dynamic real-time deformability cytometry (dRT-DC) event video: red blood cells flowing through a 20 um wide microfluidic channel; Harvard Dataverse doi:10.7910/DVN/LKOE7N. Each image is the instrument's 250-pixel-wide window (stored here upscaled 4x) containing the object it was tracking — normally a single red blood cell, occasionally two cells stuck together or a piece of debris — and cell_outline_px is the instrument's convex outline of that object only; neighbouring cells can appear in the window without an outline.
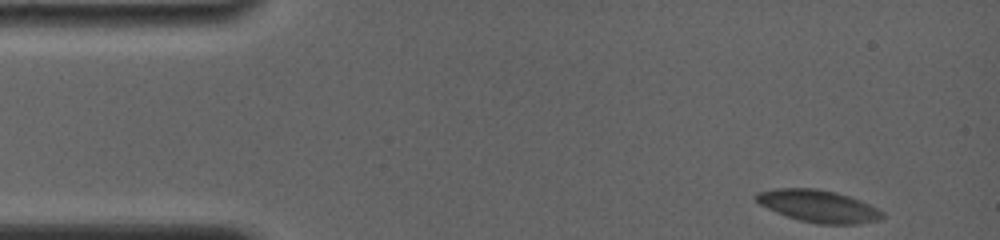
{"species": "common noctule bat (a hibernating species)", "species_latin": "Nyctalus noctula", "temperature_condition": "room temperature", "stored_images_in_passage": 61, "camera_frame_rate_fps": 4000, "um_per_image_px": 0.085, "animal": {"sex": "female", "body_mass_g": 19.0, "forearm_length_mm": 56.7}, "frame": {"image": 1, "passage_image": 1, "time_ms": 0.0, "image_size_px": [1000, 240], "cell_outline_px": [[884, 216], [880, 220], [856, 224], [816, 224], [800, 220], [776, 212], [760, 204], [752, 196], [756, 192], [776, 188], [816, 188], [836, 192], [860, 200], [884, 212]], "centroid_in_image_um": [69.55, 17.51], "position_along_channel_um": 15.5, "area_um2": 23.7}}
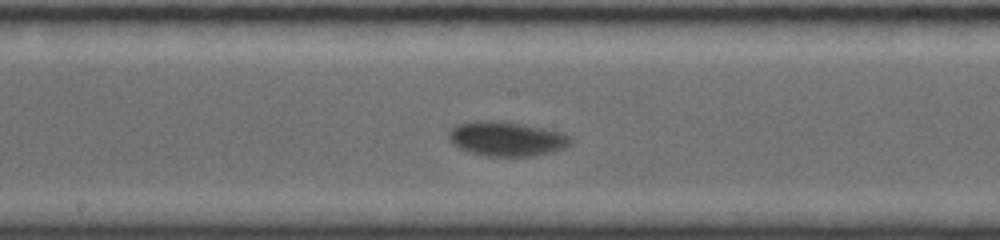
{"frame": {"image": 2, "passage_image": 35, "time_ms": 7.75, "image_size_px": [1000, 240], "cell_outline_px": [[572, 144], [564, 148], [552, 152], [528, 156], [488, 156], [472, 152], [460, 148], [452, 144], [448, 140], [448, 132], [456, 124], [476, 120], [504, 120], [564, 132], [572, 136]], "centroid_in_image_um": [43.08, 11.77], "position_along_channel_um": 205.1, "area_um2": 24.91}}
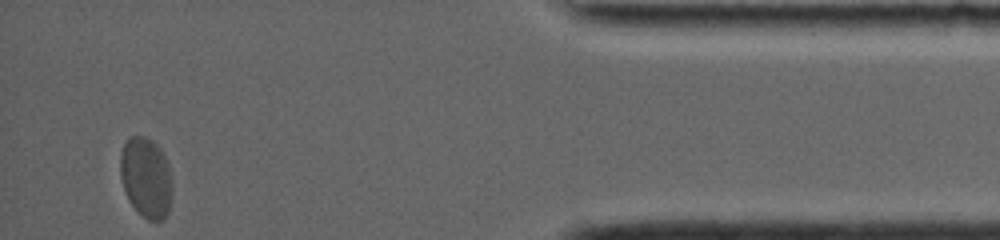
{"frame": {"image": 3, "passage_image": 61, "time_ms": 15.0, "image_size_px": [1000, 240], "cell_outline_px": [[172, 192], [168, 212], [164, 220], [148, 220], [132, 204], [124, 188], [120, 176], [120, 152], [124, 144], [132, 136], [144, 136], [152, 140], [160, 148], [168, 164], [172, 180]], "centroid_in_image_um": [12.43, 15.07], "position_along_channel_um": 422.8, "area_um2": 24.16}, "authors_computed_cell_mechanics": {"area_um2": 23.4668, "velocity_mm_per_s": 3.6219, "shape_relaxation_time_tau1_ms": 4.3721, "shape_relaxation_time_tau2_ms": null, "deformation_change_tau1": 0.1313, "deformation_change_tau2": null}}